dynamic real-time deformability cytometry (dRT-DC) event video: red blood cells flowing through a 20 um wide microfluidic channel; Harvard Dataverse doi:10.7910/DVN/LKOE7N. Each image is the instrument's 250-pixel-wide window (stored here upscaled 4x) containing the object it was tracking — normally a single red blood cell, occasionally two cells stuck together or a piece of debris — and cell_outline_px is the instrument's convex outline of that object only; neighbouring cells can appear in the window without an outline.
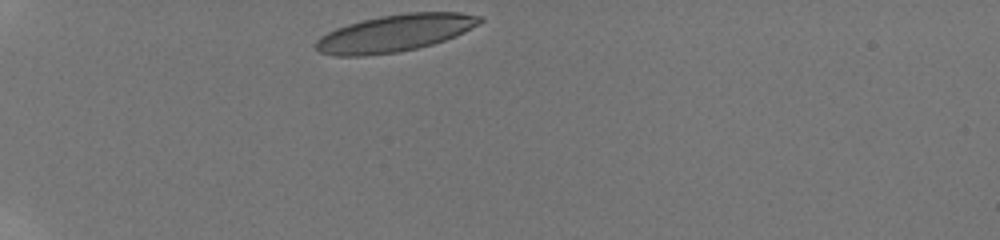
{"species": "human", "species_latin": "Homo sapiens", "temperature_condition": "room temperature", "stored_images_in_passage": 21, "camera_frame_rate_fps": 3000, "um_per_image_px": 0.085, "donor": {"sex": "male"}, "frame": {"image": 1, "passage_image": 1, "time_ms": 0.0, "image_size_px": [1000, 240], "cell_outline_px": [[484, 20], [480, 24], [456, 36], [432, 44], [416, 48], [396, 52], [364, 56], [332, 56], [320, 52], [316, 48], [316, 40], [320, 36], [336, 28], [348, 24], [380, 16], [404, 12], [460, 12], [484, 16]], "centroid_in_image_um": [33.6, 2.8], "position_along_channel_um": 51.4, "area_um2": 35.49}}
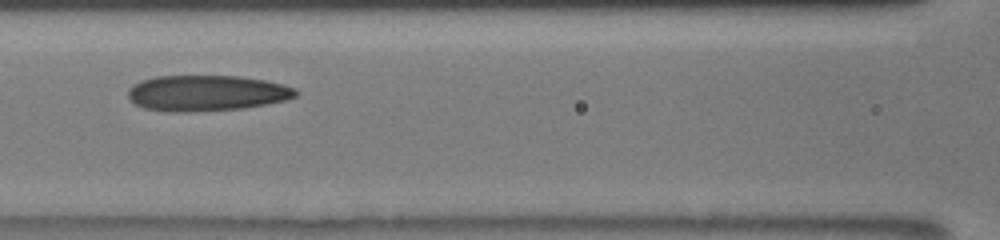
{"frame": {"image": 2, "passage_image": 11, "time_ms": 3.667, "image_size_px": [1000, 240], "cell_outline_px": [[300, 92], [296, 96], [284, 100], [268, 104], [244, 108], [188, 112], [172, 112], [144, 108], [136, 104], [128, 96], [128, 88], [132, 84], [140, 80], [156, 76], [240, 76], [264, 80], [284, 84], [296, 88]], "centroid_in_image_um": [17.57, 7.91], "position_along_channel_um": 149.0, "area_um2": 35.2}}
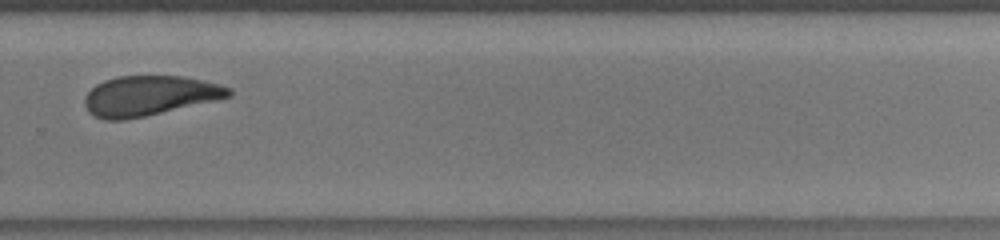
{"frame": {"image": 3, "passage_image": 19, "time_ms": 8.0, "image_size_px": [1000, 240], "cell_outline_px": [[232, 96], [216, 100], [144, 116], [124, 120], [104, 120], [88, 112], [84, 104], [84, 100], [88, 92], [96, 84], [104, 80], [120, 76], [184, 76], [204, 80], [220, 84], [232, 88]], "centroid_in_image_um": [12.71, 8.13], "position_along_channel_um": 317.1, "area_um2": 33.47}}